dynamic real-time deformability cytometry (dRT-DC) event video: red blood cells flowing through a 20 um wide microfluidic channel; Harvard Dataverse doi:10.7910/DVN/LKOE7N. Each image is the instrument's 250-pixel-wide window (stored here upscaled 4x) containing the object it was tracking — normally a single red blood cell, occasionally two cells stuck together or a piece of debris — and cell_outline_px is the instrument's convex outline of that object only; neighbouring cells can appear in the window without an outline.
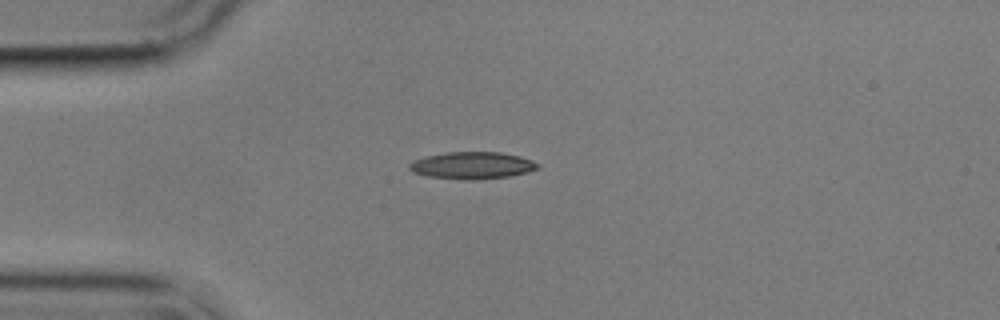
{"species": "common noctule bat (a hibernating species)", "species_latin": "Nyctalus noctula", "temperature_condition": "cold", "stored_images_in_passage": 10, "camera_frame_rate_fps": 3000, "um_per_image_px": 0.085, "animal": {"sex": "male", "body_mass_g": 17.9}, "frame": {"image": 1, "passage_image": 1, "time_ms": 0.0, "image_size_px": [1000, 320], "cell_outline_px": [[540, 168], [528, 172], [508, 176], [468, 180], [428, 176], [412, 172], [408, 168], [408, 164], [424, 156], [448, 152], [500, 152], [520, 156], [540, 164]], "centroid_in_image_um": [40.14, 14.05], "position_along_channel_um": 44.9, "area_um2": 20.11}}
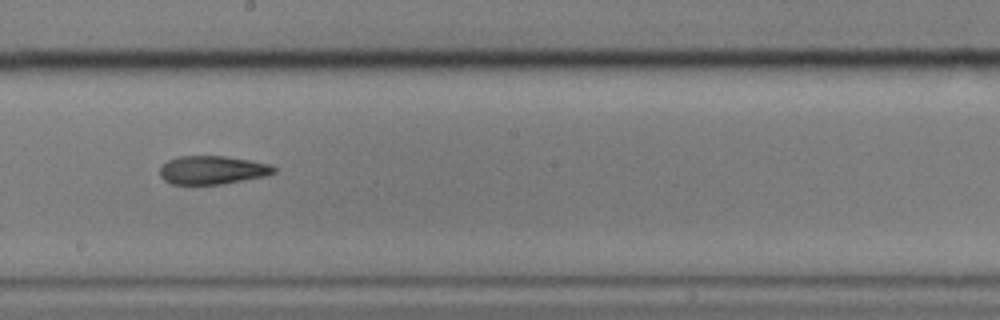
{"frame": {"image": 2, "passage_image": 6, "time_ms": 5.667, "image_size_px": [1000, 320], "cell_outline_px": [[276, 172], [264, 176], [224, 184], [172, 184], [164, 180], [160, 176], [160, 168], [168, 160], [180, 156], [224, 156], [272, 164], [276, 168]], "centroid_in_image_um": [18.06, 14.45], "position_along_channel_um": 230.1, "area_um2": 18.84}}
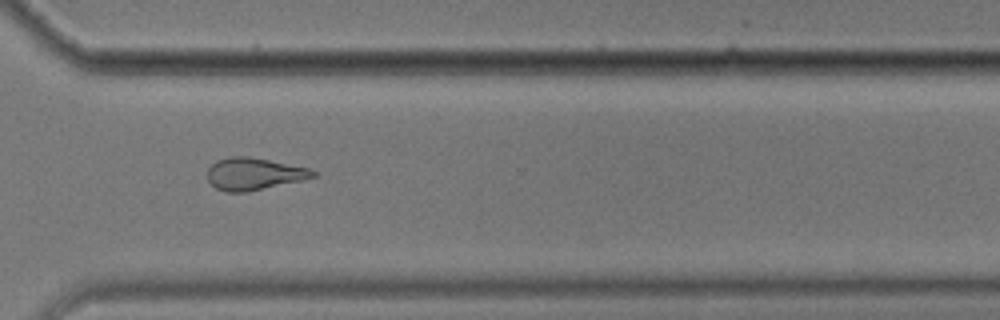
{"frame": {"image": 3, "passage_image": 9, "time_ms": 9.0, "image_size_px": [1000, 320], "cell_outline_px": [[316, 176], [300, 180], [248, 192], [224, 192], [216, 188], [208, 180], [208, 168], [216, 160], [232, 156], [248, 156], [308, 168], [316, 172]], "centroid_in_image_um": [21.54, 14.78], "position_along_channel_um": 349.1, "area_um2": 19.54}, "authors_computed_cell_mechanics": {"area_um2": 19.1318, "velocity_mm_per_s": 3.5683, "shape_relaxation_time_tau1_ms": null, "shape_relaxation_time_tau2_ms": 4.1136, "deformation_change_tau1": null, "deformation_change_tau2": 0.1343}}